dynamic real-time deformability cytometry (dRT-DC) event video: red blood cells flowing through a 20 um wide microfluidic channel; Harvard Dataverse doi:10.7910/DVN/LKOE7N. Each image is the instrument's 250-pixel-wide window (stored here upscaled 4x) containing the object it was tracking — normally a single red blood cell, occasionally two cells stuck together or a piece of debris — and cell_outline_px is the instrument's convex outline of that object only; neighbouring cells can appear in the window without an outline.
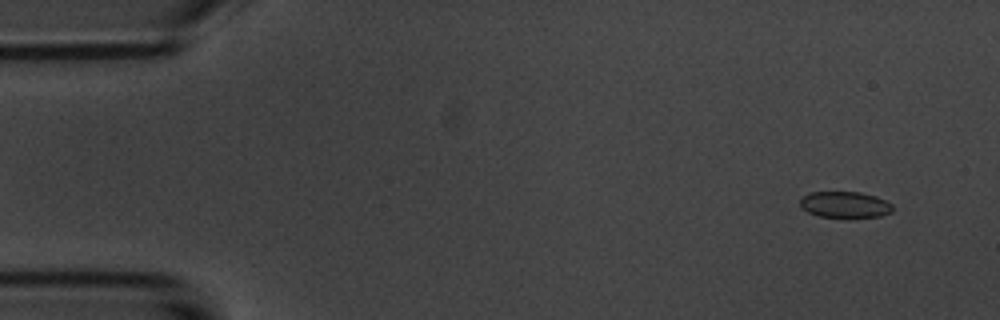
{"species": "common noctule bat (a hibernating species)", "species_latin": "Nyctalus noctula", "temperature_condition": "room temperature", "stored_images_in_passage": 14, "camera_frame_rate_fps": 3000, "um_per_image_px": 0.085, "animal": {"sex": "male", "body_mass_g": 20.1, "forearm_length_mm": 53.5}, "frame": {"image": 1, "passage_image": 1, "time_ms": 0.0, "image_size_px": [1000, 320], "cell_outline_px": [[892, 212], [880, 216], [856, 220], [820, 216], [808, 212], [800, 204], [800, 200], [808, 192], [860, 192], [876, 196], [892, 204]], "centroid_in_image_um": [71.86, 17.43], "position_along_channel_um": 13.1, "area_um2": 14.62}}
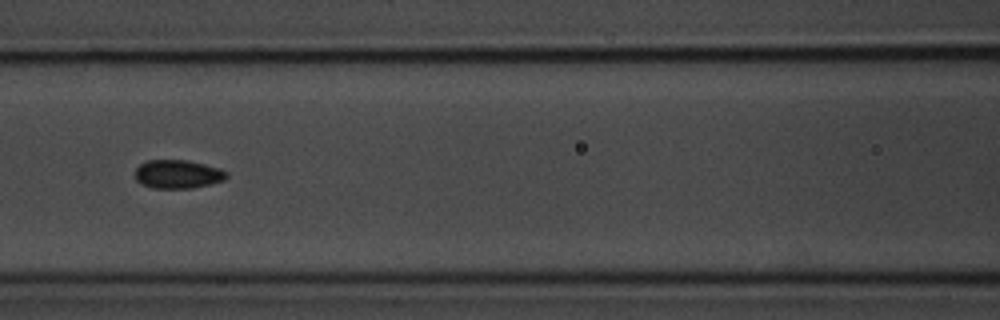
{"frame": {"image": 2, "passage_image": 6, "time_ms": 6.667, "image_size_px": [1000, 320], "cell_outline_px": [[228, 176], [224, 180], [192, 188], [152, 188], [136, 180], [136, 168], [140, 164], [148, 160], [184, 160], [204, 164], [220, 168], [228, 172]], "centroid_in_image_um": [15.13, 14.8], "position_along_channel_um": 151.5, "area_um2": 15.09}}
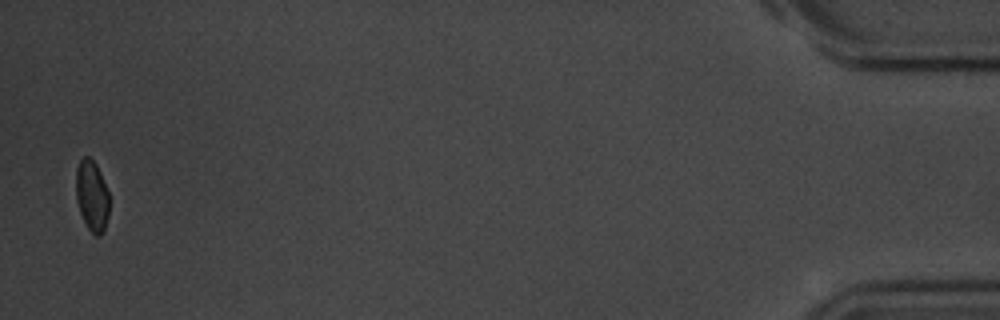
{"frame": {"image": 3, "passage_image": 14, "time_ms": 16.667, "image_size_px": [1000, 320], "cell_outline_px": [[108, 216], [104, 228], [100, 236], [96, 236], [88, 228], [80, 212], [76, 200], [76, 168], [80, 160], [84, 156], [88, 156], [96, 164], [108, 192]], "centroid_in_image_um": [7.79, 16.63], "position_along_channel_um": 427.4, "area_um2": 13.53}, "authors_computed_cell_mechanics": {"area_um2": 14.7968, "velocity_mm_per_s": 3.6761, "shape_relaxation_time_tau1_ms": 1.0651, "shape_relaxation_time_tau2_ms": null, "deformation_change_tau1": 0.0651, "deformation_change_tau2": null}}